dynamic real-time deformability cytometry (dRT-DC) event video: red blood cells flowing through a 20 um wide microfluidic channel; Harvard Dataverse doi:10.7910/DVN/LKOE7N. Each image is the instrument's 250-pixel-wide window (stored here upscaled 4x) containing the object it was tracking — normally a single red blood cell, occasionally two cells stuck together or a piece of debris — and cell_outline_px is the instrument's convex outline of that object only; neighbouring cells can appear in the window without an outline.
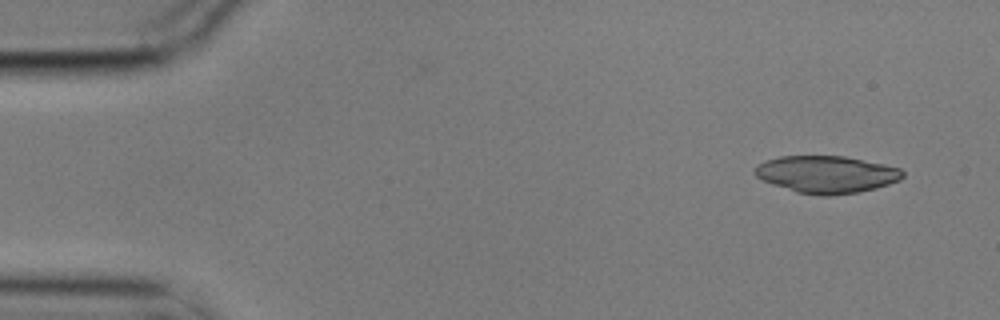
{"species": "common noctule bat (a hibernating species)", "species_latin": "Nyctalus noctula", "temperature_condition": "cold", "stored_images_in_passage": 4, "camera_frame_rate_fps": 3000, "um_per_image_px": 0.085, "animal": {"sex": "male", "body_mass_g": 17.9}, "frame": {"image": 1, "passage_image": 1, "time_ms": 0.0, "image_size_px": [1000, 320], "cell_outline_px": [[904, 176], [900, 180], [876, 188], [860, 192], [828, 196], [820, 196], [796, 192], [772, 184], [756, 176], [752, 172], [756, 164], [764, 160], [780, 156], [844, 156], [884, 164], [900, 168], [904, 172]], "centroid_in_image_um": [70.23, 14.82], "position_along_channel_um": 14.8, "area_um2": 32.31}}